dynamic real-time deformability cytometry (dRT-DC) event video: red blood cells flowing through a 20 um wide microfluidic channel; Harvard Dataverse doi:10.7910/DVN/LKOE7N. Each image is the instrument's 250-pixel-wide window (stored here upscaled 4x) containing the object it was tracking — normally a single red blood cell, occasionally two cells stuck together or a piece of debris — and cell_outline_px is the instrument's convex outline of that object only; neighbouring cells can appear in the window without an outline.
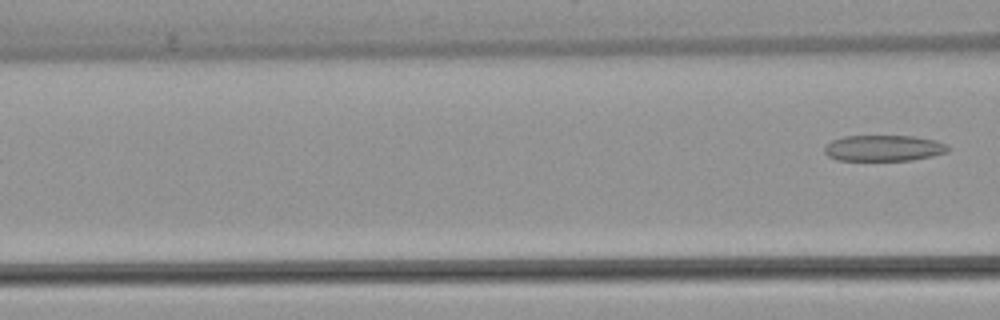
{"species": "common noctule bat (a hibernating species)", "species_latin": "Nyctalus noctula", "temperature_condition": "warm", "stored_images_in_passage": 6, "camera_frame_rate_fps": 3000, "um_per_image_px": 0.085, "animal": {"sex": "female", "body_mass_g": 22.7, "forearm_length_mm": 54.2}, "frame": {"image": 1, "passage_image": 6, "time_ms": 7.333, "image_size_px": [1000, 320], "cell_outline_px": [[948, 152], [932, 156], [912, 160], [836, 160], [828, 156], [824, 152], [824, 148], [832, 140], [844, 136], [912, 136], [936, 140], [948, 144]], "centroid_in_image_um": [75.12, 12.59], "position_along_channel_um": 91.5, "area_um2": 18.73}}